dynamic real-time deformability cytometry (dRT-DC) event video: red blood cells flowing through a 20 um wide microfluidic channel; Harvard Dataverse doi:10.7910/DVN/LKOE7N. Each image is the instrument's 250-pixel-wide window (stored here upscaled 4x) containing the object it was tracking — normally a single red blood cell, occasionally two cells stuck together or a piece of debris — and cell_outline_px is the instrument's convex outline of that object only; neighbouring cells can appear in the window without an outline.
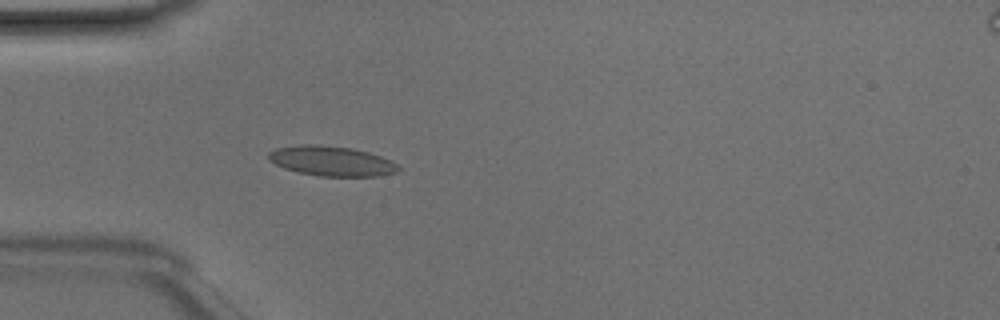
{"species": "Egyptian fruit bat (a non-hibernating species)", "species_latin": "Rousettus aegyptiacus", "temperature_condition": "room temperature", "stored_images_in_passage": 36, "camera_frame_rate_fps": 3000, "um_per_image_px": 0.085, "animal": {"sex": "male"}, "frame": {"image": 1, "passage_image": 2, "time_ms": 0.333, "image_size_px": [1000, 320], "cell_outline_px": [[400, 168], [396, 172], [380, 176], [320, 176], [296, 172], [284, 168], [268, 160], [268, 152], [276, 148], [300, 144], [316, 144], [352, 148], [368, 152], [392, 160]], "centroid_in_image_um": [28.16, 13.68], "position_along_channel_um": 56.8, "area_um2": 22.72}}
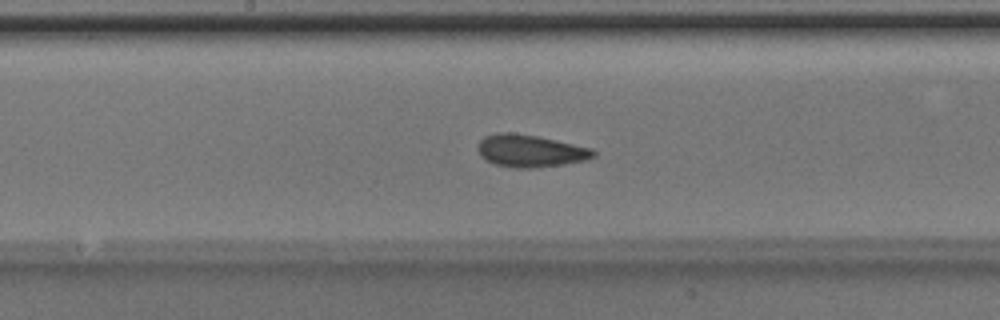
{"frame": {"image": 2, "passage_image": 13, "time_ms": 4.0, "image_size_px": [1000, 320], "cell_outline_px": [[596, 156], [588, 160], [564, 164], [532, 168], [516, 168], [496, 164], [480, 156], [476, 148], [480, 140], [484, 136], [496, 132], [512, 132], [536, 136], [556, 140], [592, 148], [596, 152]], "centroid_in_image_um": [45.07, 12.82], "position_along_channel_um": 203.1, "area_um2": 21.91}}
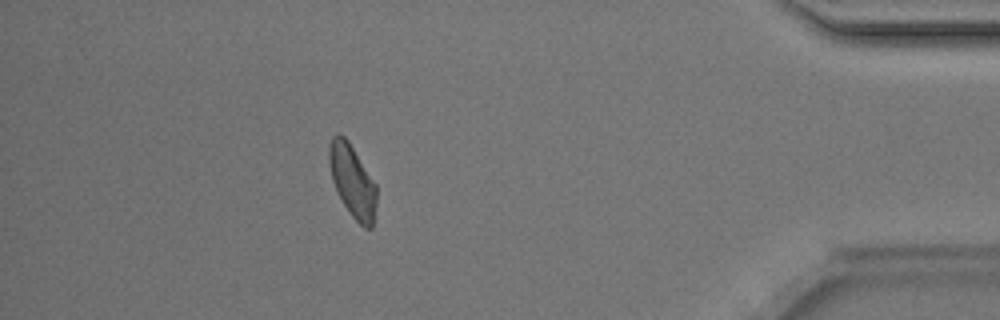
{"frame": {"image": 3, "passage_image": 31, "time_ms": 10.0, "image_size_px": [1000, 320], "cell_outline_px": [[376, 204], [372, 228], [364, 228], [352, 216], [336, 192], [332, 180], [328, 164], [328, 148], [332, 136], [336, 132], [340, 132], [348, 140], [376, 184]], "centroid_in_image_um": [29.93, 15.35], "position_along_channel_um": 405.3, "area_um2": 20.17}, "authors_computed_cell_mechanics": {"area_um2": 20.519, "velocity_mm_per_s": 4.1445, "shape_relaxation_time_tau1_ms": 4.3284, "shape_relaxation_time_tau2_ms": 1.8336, "deformation_change_tau1": 0.1053, "deformation_change_tau2": 0.0651}}